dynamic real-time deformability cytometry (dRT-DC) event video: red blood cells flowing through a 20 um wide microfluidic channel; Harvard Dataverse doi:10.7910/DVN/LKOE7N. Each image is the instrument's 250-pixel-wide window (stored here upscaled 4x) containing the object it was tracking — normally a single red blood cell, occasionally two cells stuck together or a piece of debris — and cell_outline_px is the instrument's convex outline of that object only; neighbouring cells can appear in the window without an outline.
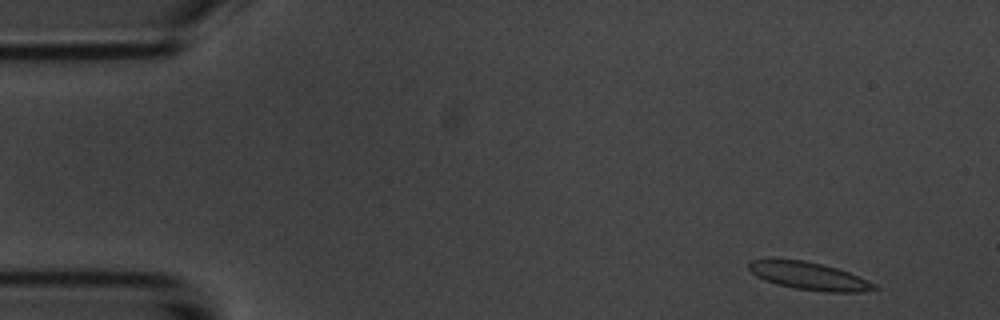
{"species": "common noctule bat (a hibernating species)", "species_latin": "Nyctalus noctula", "temperature_condition": "room temperature", "stored_images_in_passage": 4, "camera_frame_rate_fps": 3000, "um_per_image_px": 0.085, "animal": {"sex": "male", "body_mass_g": 20.1, "forearm_length_mm": 53.5}, "frame": {"image": 1, "passage_image": 1, "time_ms": 0.0, "image_size_px": [1000, 320], "cell_outline_px": [[880, 288], [860, 292], [824, 292], [796, 288], [776, 284], [756, 276], [748, 268], [748, 260], [804, 260], [836, 268], [848, 272], [868, 280], [876, 284]], "centroid_in_image_um": [68.8, 23.47], "position_along_channel_um": 16.2, "area_um2": 19.94}}
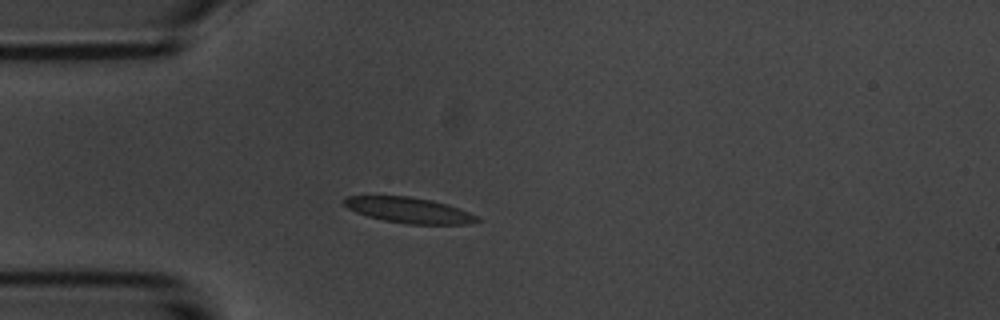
{"frame": {"image": 2, "passage_image": 4, "time_ms": 3.333, "image_size_px": [1000, 320], "cell_outline_px": [[480, 220], [468, 224], [408, 224], [384, 220], [368, 216], [356, 212], [348, 208], [344, 204], [344, 200], [348, 196], [408, 196], [432, 200], [448, 204], [460, 208], [476, 216]], "centroid_in_image_um": [34.78, 17.86], "position_along_channel_um": 50.2, "area_um2": 19.65}}